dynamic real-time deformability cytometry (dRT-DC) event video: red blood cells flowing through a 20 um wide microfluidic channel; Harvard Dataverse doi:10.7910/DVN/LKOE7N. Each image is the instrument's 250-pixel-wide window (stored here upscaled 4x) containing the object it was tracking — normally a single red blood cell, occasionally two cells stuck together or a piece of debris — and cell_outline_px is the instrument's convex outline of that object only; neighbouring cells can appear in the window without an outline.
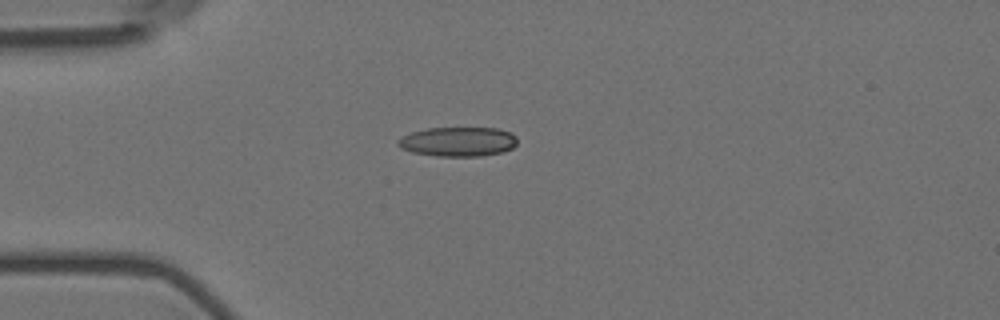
{"species": "Egyptian fruit bat (a non-hibernating species)", "species_latin": "Rousettus aegyptiacus", "temperature_condition": "room temperature", "stored_images_in_passage": 15, "camera_frame_rate_fps": 3000, "um_per_image_px": 0.085, "animal": {"sex": "female"}, "frame": {"image": 1, "passage_image": 1, "time_ms": 0.0, "image_size_px": [1000, 320], "cell_outline_px": [[516, 144], [512, 148], [504, 152], [480, 156], [436, 156], [412, 152], [400, 148], [396, 144], [396, 140], [400, 136], [412, 132], [428, 128], [496, 128], [512, 132], [516, 136]], "centroid_in_image_um": [38.91, 12.04], "position_along_channel_um": 46.1, "area_um2": 20.69}}
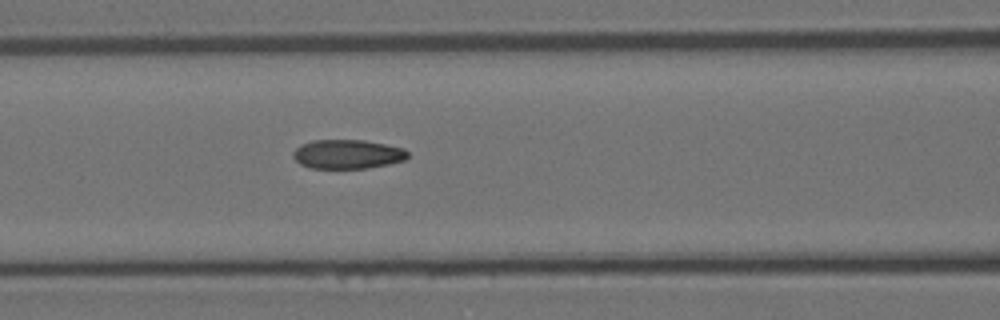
{"frame": {"image": 2, "passage_image": 10, "time_ms": 3.0, "image_size_px": [1000, 320], "cell_outline_px": [[408, 156], [404, 160], [388, 164], [368, 168], [308, 168], [300, 164], [292, 156], [292, 152], [300, 144], [312, 140], [364, 140], [404, 148], [408, 152]], "centroid_in_image_um": [29.5, 13.1], "position_along_channel_um": 137.1, "area_um2": 19.54}}
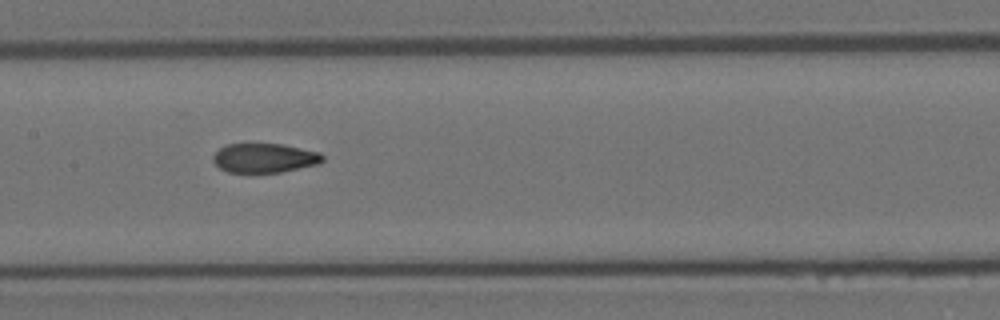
{"frame": {"image": 3, "passage_image": 14, "time_ms": 4.333, "image_size_px": [1000, 320], "cell_outline_px": [[324, 160], [320, 164], [280, 172], [228, 172], [220, 168], [212, 160], [212, 156], [220, 148], [228, 144], [284, 144], [320, 152], [324, 156]], "centroid_in_image_um": [22.51, 13.42], "position_along_channel_um": 184.9, "area_um2": 18.73}}